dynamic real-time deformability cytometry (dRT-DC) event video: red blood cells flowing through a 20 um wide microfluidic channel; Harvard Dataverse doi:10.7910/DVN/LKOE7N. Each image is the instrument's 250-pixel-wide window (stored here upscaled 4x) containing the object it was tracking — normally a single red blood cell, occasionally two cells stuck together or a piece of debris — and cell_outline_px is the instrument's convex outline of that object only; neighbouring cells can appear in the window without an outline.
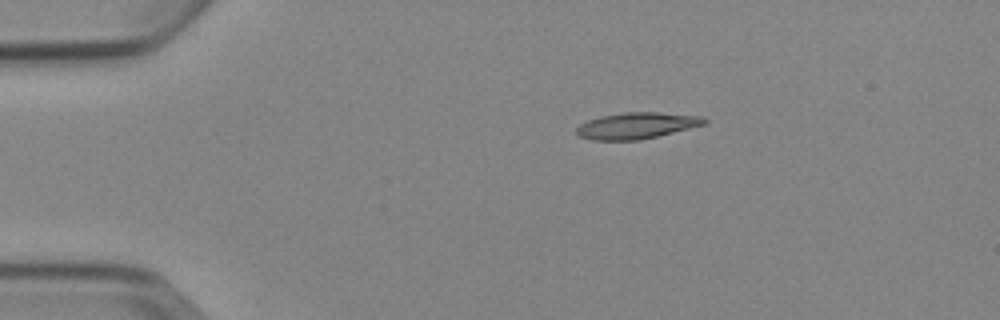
{"species": "Egyptian fruit bat (a non-hibernating species)", "species_latin": "Rousettus aegyptiacus", "temperature_condition": "cold", "stored_images_in_passage": 7, "camera_frame_rate_fps": 3000, "um_per_image_px": 0.085, "animal": {"sex": "female"}, "frame": {"image": 1, "passage_image": 3, "time_ms": 2.333, "image_size_px": [1000, 320], "cell_outline_px": [[708, 120], [704, 124], [640, 140], [592, 140], [580, 136], [576, 132], [576, 128], [580, 124], [588, 120], [600, 116], [624, 112], [656, 112], [704, 116]], "centroid_in_image_um": [54.09, 10.67], "position_along_channel_um": 30.9, "area_um2": 19.42}}
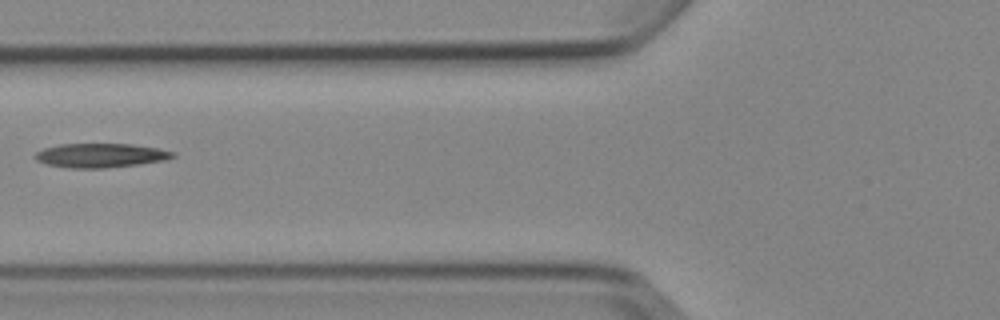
{"frame": {"image": 2, "passage_image": 6, "time_ms": 6.0, "image_size_px": [1000, 320], "cell_outline_px": [[176, 156], [168, 160], [140, 164], [104, 168], [72, 168], [48, 164], [36, 160], [36, 152], [44, 148], [60, 144], [132, 144], [156, 148], [176, 152]], "centroid_in_image_um": [8.61, 13.21], "position_along_channel_um": 117.2, "area_um2": 19.31}}
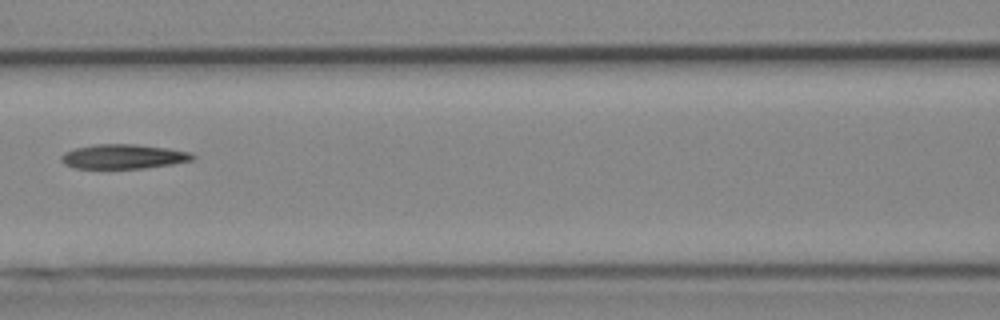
{"frame": {"image": 3, "passage_image": 7, "time_ms": 7.0, "image_size_px": [1000, 320], "cell_outline_px": [[196, 156], [192, 160], [172, 164], [144, 168], [76, 168], [64, 164], [60, 160], [60, 156], [64, 152], [76, 148], [96, 144], [136, 144], [168, 148], [192, 152]], "centroid_in_image_um": [10.5, 13.3], "position_along_channel_um": 156.1, "area_um2": 18.79}}